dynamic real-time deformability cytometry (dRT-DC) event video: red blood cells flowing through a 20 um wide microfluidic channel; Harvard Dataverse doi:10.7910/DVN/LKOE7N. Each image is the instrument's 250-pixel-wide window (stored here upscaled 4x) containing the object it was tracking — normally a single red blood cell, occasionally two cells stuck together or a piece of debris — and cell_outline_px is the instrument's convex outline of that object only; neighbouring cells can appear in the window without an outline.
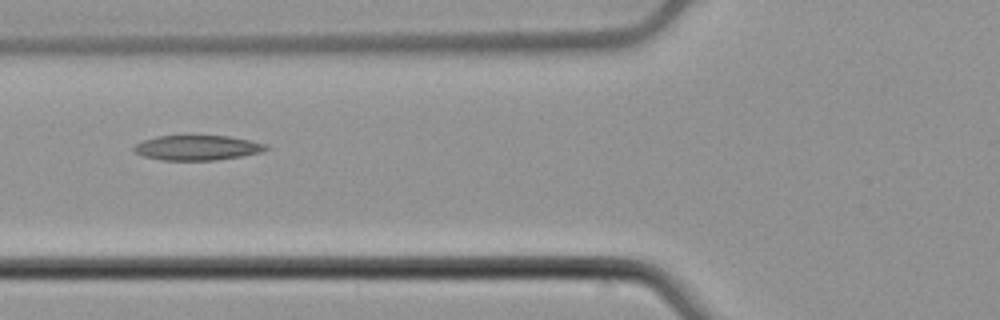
{"species": "common noctule bat (a hibernating species)", "species_latin": "Nyctalus noctula", "temperature_condition": "cold", "stored_images_in_passage": 3, "camera_frame_rate_fps": 3000, "um_per_image_px": 0.085, "animal": {"sex": "male", "body_mass_g": 21.5, "forearm_length_mm": 52.0}, "frame": {"image": 1, "passage_image": 3, "time_ms": 0.667, "image_size_px": [1000, 320], "cell_outline_px": [[268, 148], [260, 152], [240, 156], [216, 160], [160, 160], [144, 156], [136, 152], [132, 148], [136, 144], [144, 140], [156, 136], [228, 136], [268, 144]], "centroid_in_image_um": [16.75, 12.56], "position_along_channel_um": 109.0, "area_um2": 18.96}}